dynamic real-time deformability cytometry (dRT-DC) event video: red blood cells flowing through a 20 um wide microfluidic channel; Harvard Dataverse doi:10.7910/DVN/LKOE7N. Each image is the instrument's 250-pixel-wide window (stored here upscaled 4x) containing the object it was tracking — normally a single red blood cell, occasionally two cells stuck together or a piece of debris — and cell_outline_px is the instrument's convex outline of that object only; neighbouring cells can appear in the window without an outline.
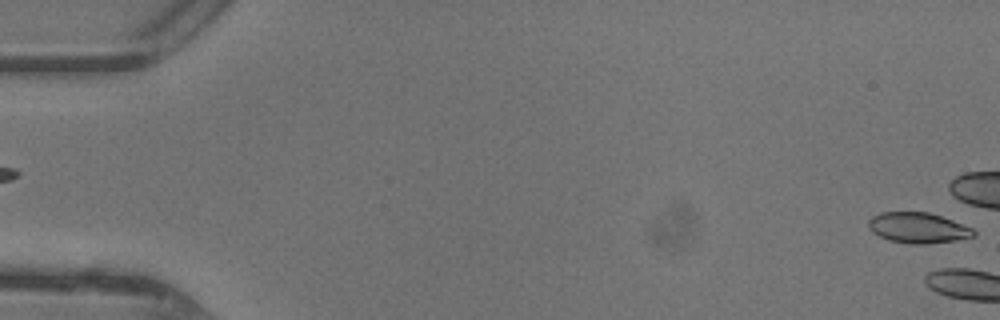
{"species": "common noctule bat (a hibernating species)", "species_latin": "Nyctalus noctula", "temperature_condition": "warm", "stored_images_in_passage": 11, "camera_frame_rate_fps": 3000, "um_per_image_px": 0.085, "animal": {"sex": "female"}, "frame": {"image": 1, "passage_image": 1, "time_ms": 0.0, "image_size_px": [1000, 320], "cell_outline_px": [[976, 236], [956, 240], [928, 244], [908, 244], [888, 240], [872, 232], [868, 228], [868, 220], [872, 216], [880, 212], [928, 212], [952, 220], [972, 228], [976, 232]], "centroid_in_image_um": [78.01, 19.37], "position_along_channel_um": 7.0, "area_um2": 18.84}}